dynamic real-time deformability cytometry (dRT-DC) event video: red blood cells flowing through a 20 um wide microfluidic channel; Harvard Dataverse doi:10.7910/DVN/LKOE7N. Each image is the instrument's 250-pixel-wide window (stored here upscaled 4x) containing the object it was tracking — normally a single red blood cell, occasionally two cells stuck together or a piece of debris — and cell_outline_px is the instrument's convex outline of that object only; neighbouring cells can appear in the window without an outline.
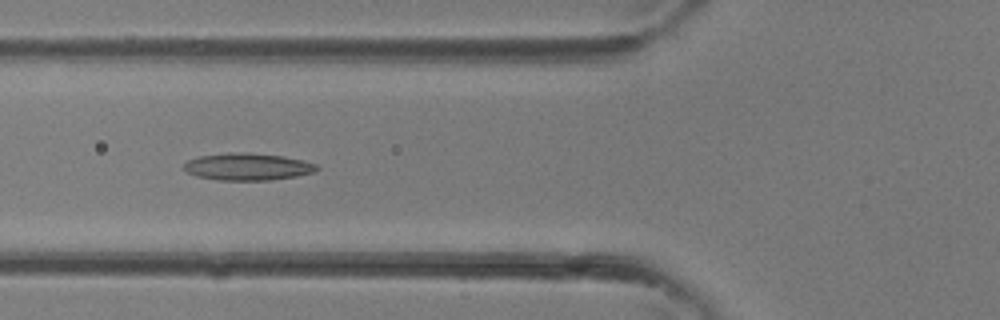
{"species": "common noctule bat (a hibernating species)", "species_latin": "Nyctalus noctula", "temperature_condition": "room temperature", "stored_images_in_passage": 37, "camera_frame_rate_fps": 3000, "um_per_image_px": 0.085, "animal": {"sex": "female"}, "frame": {"image": 1, "passage_image": 14, "time_ms": 4.333, "image_size_px": [1000, 320], "cell_outline_px": [[320, 168], [316, 172], [296, 176], [268, 180], [216, 180], [196, 176], [188, 172], [184, 168], [184, 164], [188, 160], [200, 156], [244, 152], [284, 156], [316, 164]], "centroid_in_image_um": [21.07, 14.18], "position_along_channel_um": 104.7, "area_um2": 20.75}}
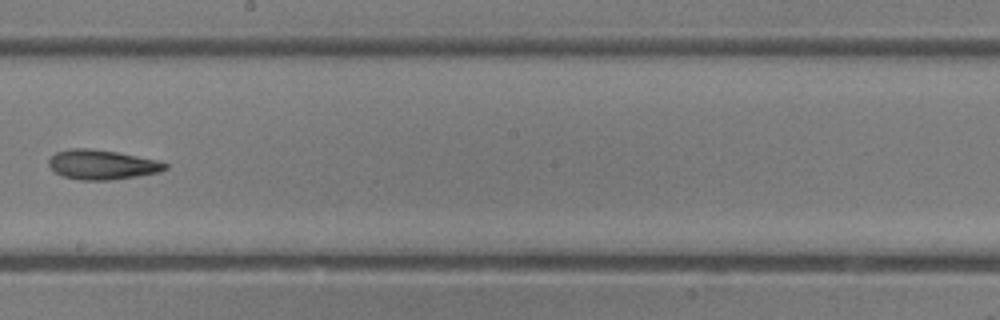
{"frame": {"image": 2, "passage_image": 21, "time_ms": 6.667, "image_size_px": [1000, 320], "cell_outline_px": [[168, 168], [160, 172], [136, 176], [108, 180], [80, 180], [64, 176], [56, 172], [48, 164], [48, 160], [56, 152], [68, 148], [88, 148], [116, 152], [156, 160], [168, 164]], "centroid_in_image_um": [8.66, 13.99], "position_along_channel_um": 239.5, "area_um2": 19.88}}
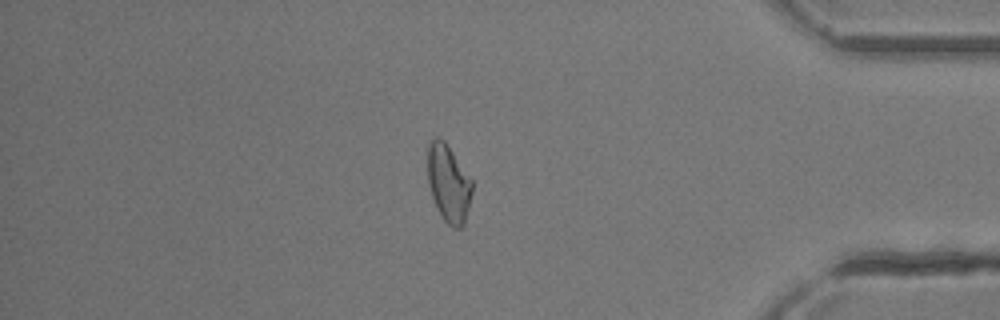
{"frame": {"image": 3, "passage_image": 31, "time_ms": 10.0, "image_size_px": [1000, 320], "cell_outline_px": [[472, 192], [464, 224], [460, 228], [452, 228], [444, 220], [432, 196], [428, 184], [428, 144], [436, 136], [444, 140], [472, 180]], "centroid_in_image_um": [38.12, 15.58], "position_along_channel_um": 397.1, "area_um2": 19.77}}